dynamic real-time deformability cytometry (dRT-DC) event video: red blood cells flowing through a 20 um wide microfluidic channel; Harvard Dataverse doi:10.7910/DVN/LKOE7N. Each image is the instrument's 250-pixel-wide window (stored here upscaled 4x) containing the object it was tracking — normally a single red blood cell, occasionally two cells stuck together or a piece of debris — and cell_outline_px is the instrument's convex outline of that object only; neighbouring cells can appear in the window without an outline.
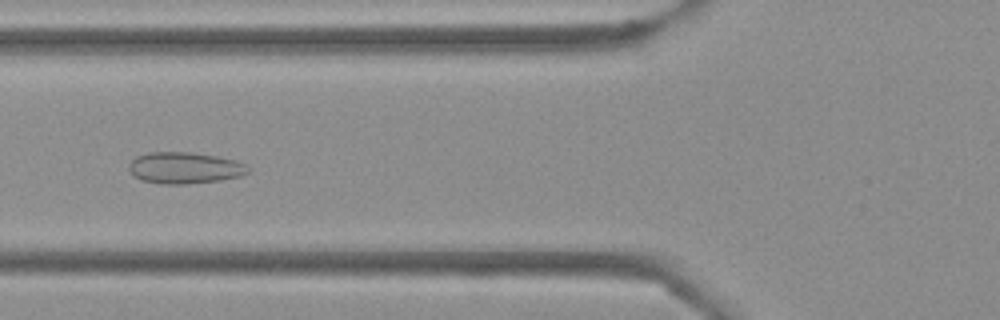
{"species": "Egyptian fruit bat (a non-hibernating species)", "species_latin": "Rousettus aegyptiacus", "temperature_condition": "cold", "stored_images_in_passage": 51, "camera_frame_rate_fps": 3000, "um_per_image_px": 0.085, "frame": {"image": 1, "passage_image": 18, "time_ms": 5.667, "image_size_px": [1000, 320], "cell_outline_px": [[252, 168], [248, 172], [240, 176], [220, 180], [188, 184], [160, 184], [140, 180], [132, 176], [128, 168], [128, 164], [136, 156], [148, 152], [192, 152], [216, 156], [236, 160]], "centroid_in_image_um": [15.66, 14.27], "position_along_channel_um": 110.1, "area_um2": 22.14}}
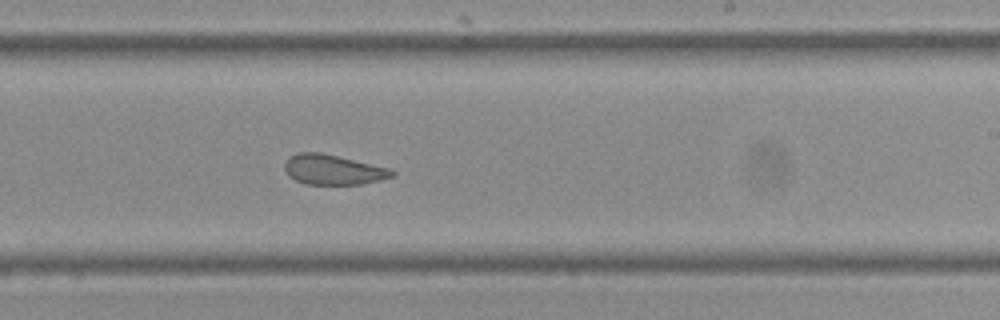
{"frame": {"image": 2, "passage_image": 30, "time_ms": 9.667, "image_size_px": [1000, 320], "cell_outline_px": [[396, 176], [380, 180], [360, 184], [304, 184], [288, 176], [284, 168], [284, 164], [288, 156], [296, 152], [320, 152], [392, 168], [396, 172]], "centroid_in_image_um": [28.32, 14.41], "position_along_channel_um": 260.7, "area_um2": 19.07}}
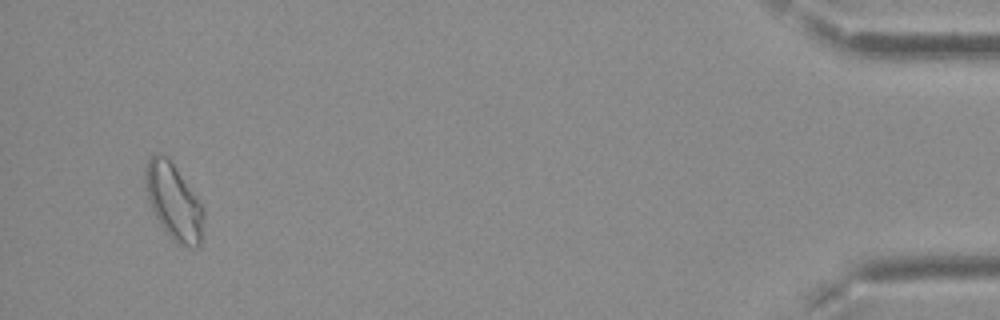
{"frame": {"image": 3, "passage_image": 49, "time_ms": 16.0, "image_size_px": [1000, 320], "cell_outline_px": [[204, 216], [200, 244], [196, 248], [176, 244], [164, 232], [152, 208], [144, 188], [144, 168], [148, 160], [156, 152], [160, 152], [172, 164], [204, 208]], "centroid_in_image_um": [14.74, 17.18], "position_along_channel_um": 420.5, "area_um2": 25.61}, "authors_computed_cell_mechanics": {"area_um2": 21.9062, "velocity_mm_per_s": 3.7584, "shape_relaxation_time_tau1_ms": null, "shape_relaxation_time_tau2_ms": 1.3139, "deformation_change_tau1": null, "deformation_change_tau2": 0.0922}}